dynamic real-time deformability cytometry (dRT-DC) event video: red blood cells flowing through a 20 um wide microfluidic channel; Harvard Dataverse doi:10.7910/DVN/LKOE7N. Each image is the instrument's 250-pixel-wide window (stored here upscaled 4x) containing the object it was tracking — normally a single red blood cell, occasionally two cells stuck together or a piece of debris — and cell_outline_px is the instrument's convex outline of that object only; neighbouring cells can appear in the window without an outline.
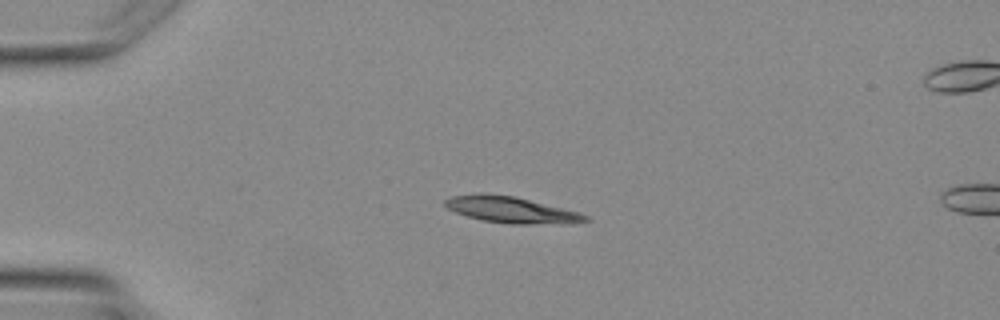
{"species": "Egyptian fruit bat (a non-hibernating species)", "species_latin": "Rousettus aegyptiacus", "temperature_condition": "warm", "stored_images_in_passage": 3, "camera_frame_rate_fps": 3000, "um_per_image_px": 0.085, "animal": {"sex": "female"}, "frame": {"image": 1, "passage_image": 2, "time_ms": 1.0, "image_size_px": [1000, 320], "cell_outline_px": [[592, 220], [572, 224], [512, 224], [484, 220], [468, 216], [456, 212], [448, 208], [444, 204], [444, 200], [452, 196], [476, 192], [480, 192], [512, 196], [580, 212], [588, 216]], "centroid_in_image_um": [43.5, 17.83], "position_along_channel_um": 41.5, "area_um2": 21.56}}